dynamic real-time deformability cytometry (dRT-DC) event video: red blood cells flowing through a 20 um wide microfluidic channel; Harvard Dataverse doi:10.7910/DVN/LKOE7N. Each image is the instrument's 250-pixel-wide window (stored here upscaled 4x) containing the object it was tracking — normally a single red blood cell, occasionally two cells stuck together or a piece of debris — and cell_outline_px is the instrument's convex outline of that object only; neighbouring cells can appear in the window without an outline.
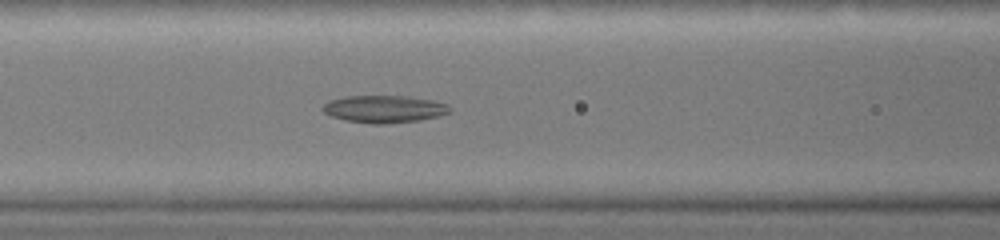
{"species": "common noctule bat (a hibernating species)", "species_latin": "Nyctalus noctula", "temperature_condition": "warm", "stored_images_in_passage": 35, "camera_frame_rate_fps": 3000, "um_per_image_px": 0.085, "animal": {"sex": "female", "body_mass_g": 19.0, "forearm_length_mm": 51.5}, "frame": {"image": 1, "passage_image": 7, "time_ms": 1.667, "image_size_px": [1000, 240], "cell_outline_px": [[452, 112], [420, 120], [384, 124], [372, 124], [348, 120], [332, 116], [324, 112], [320, 108], [324, 104], [332, 100], [348, 96], [404, 96], [432, 100], [448, 104], [452, 108]], "centroid_in_image_um": [32.69, 9.27], "position_along_channel_um": 133.9, "area_um2": 20.06}}
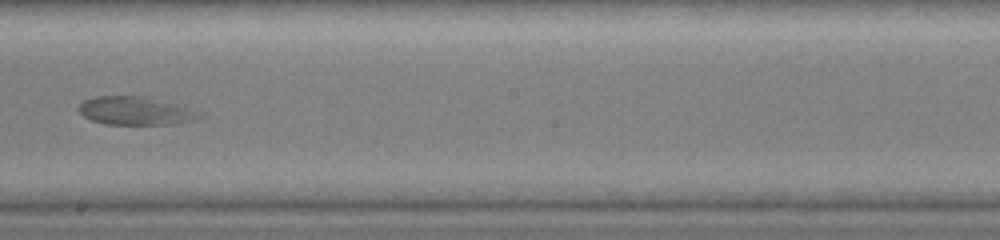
{"frame": {"image": 2, "passage_image": 15, "time_ms": 3.667, "image_size_px": [1000, 240], "cell_outline_px": [[200, 116], [192, 120], [172, 124], [104, 124], [92, 120], [84, 116], [80, 112], [80, 104], [84, 100], [96, 96], [144, 96], [176, 104]], "centroid_in_image_um": [11.39, 9.41], "position_along_channel_um": 236.8, "area_um2": 19.13}}
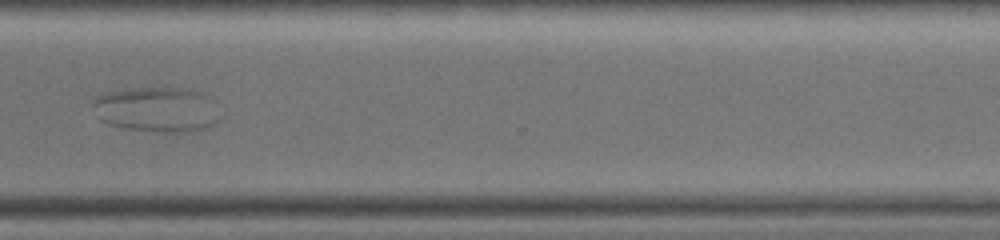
{"frame": {"image": 3, "passage_image": 24, "time_ms": 6.0, "image_size_px": [1000, 240], "cell_outline_px": [[224, 112], [208, 128], [192, 132], [156, 132], [124, 128], [108, 124], [100, 120], [92, 104], [96, 96], [108, 92], [140, 88], [180, 88], [200, 92]], "centroid_in_image_um": [13.36, 9.33], "position_along_channel_um": 357.2, "area_um2": 33.41}}